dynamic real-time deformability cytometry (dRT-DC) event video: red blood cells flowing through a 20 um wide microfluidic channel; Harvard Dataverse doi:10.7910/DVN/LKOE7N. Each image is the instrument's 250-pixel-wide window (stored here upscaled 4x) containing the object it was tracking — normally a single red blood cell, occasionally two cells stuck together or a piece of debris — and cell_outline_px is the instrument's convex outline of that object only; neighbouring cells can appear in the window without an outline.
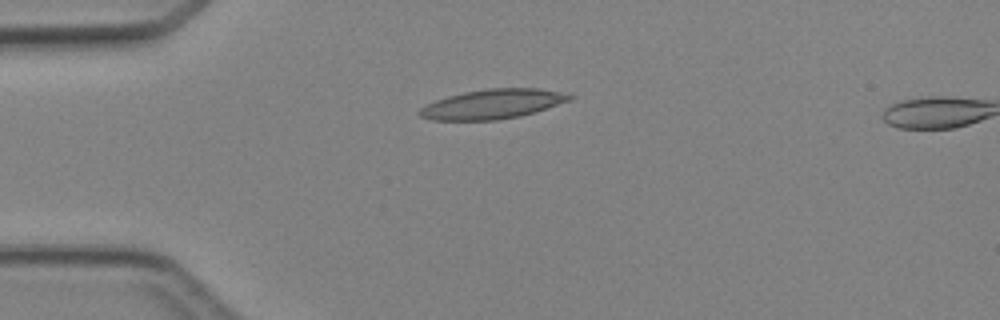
{"species": "Egyptian fruit bat (a non-hibernating species)", "species_latin": "Rousettus aegyptiacus", "temperature_condition": "cold", "stored_images_in_passage": 2, "camera_frame_rate_fps": 3000, "um_per_image_px": 0.085, "animal": {"sex": "female"}, "frame": {"image": 1, "passage_image": 1, "time_ms": 0.0, "image_size_px": [1000, 320], "cell_outline_px": [[576, 96], [568, 100], [520, 116], [496, 120], [432, 120], [420, 116], [416, 112], [420, 108], [436, 100], [448, 96], [464, 92], [488, 88], [540, 88], [560, 92]], "centroid_in_image_um": [41.81, 8.84], "position_along_channel_um": 43.2, "area_um2": 25.49}}